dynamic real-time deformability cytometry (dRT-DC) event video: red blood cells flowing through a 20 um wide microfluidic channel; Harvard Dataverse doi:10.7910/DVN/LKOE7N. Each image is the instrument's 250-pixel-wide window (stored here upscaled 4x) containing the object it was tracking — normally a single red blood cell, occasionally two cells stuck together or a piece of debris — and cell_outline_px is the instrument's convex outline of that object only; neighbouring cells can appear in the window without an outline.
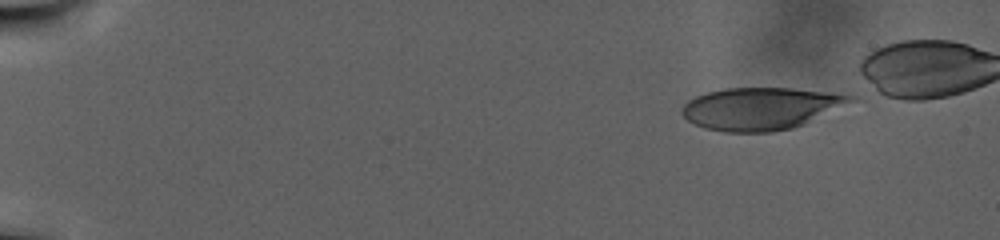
{"species": "human", "species_latin": "Homo sapiens", "temperature_condition": "warm", "stored_images_in_passage": 92, "camera_frame_rate_fps": 3000, "um_per_image_px": 0.085, "donor": {"sex": "male"}, "frame": {"image": 1, "passage_image": 1, "time_ms": 0.0, "image_size_px": [1000, 240], "cell_outline_px": [[864, 100], [804, 124], [792, 128], [772, 132], [724, 132], [704, 128], [688, 120], [680, 112], [680, 108], [688, 100], [696, 96], [708, 92], [724, 88], [792, 88], [856, 96]], "centroid_in_image_um": [64.76, 9.23], "position_along_channel_um": 20.2, "area_um2": 42.19}}
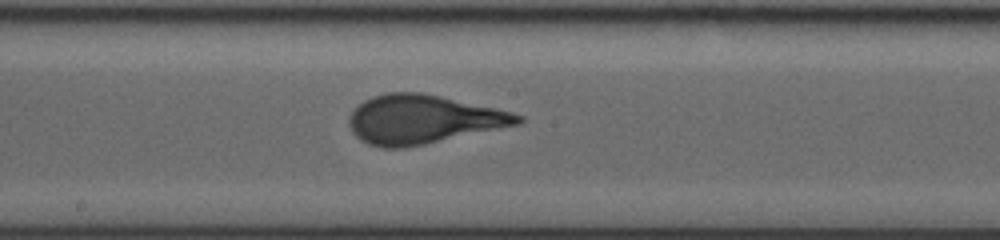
{"frame": {"image": 2, "passage_image": 53, "time_ms": 17.333, "image_size_px": [1000, 240], "cell_outline_px": [[524, 120], [520, 124], [424, 144], [404, 148], [380, 148], [368, 144], [360, 140], [352, 132], [348, 124], [348, 120], [352, 112], [364, 100], [372, 96], [388, 92], [424, 92], [496, 108], [512, 112], [524, 116]], "centroid_in_image_um": [35.94, 10.14], "position_along_channel_um": 212.3, "area_um2": 48.03}}
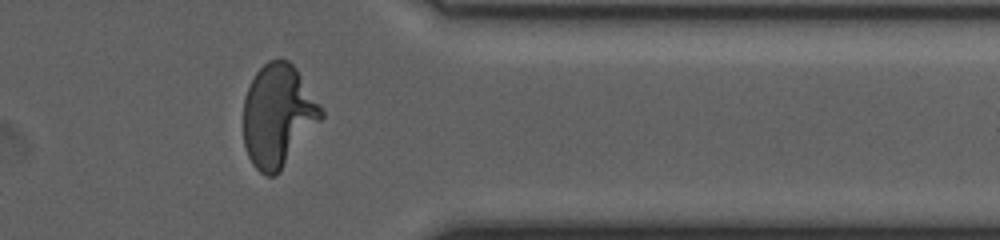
{"frame": {"image": 3, "passage_image": 81, "time_ms": 26.667, "image_size_px": [1000, 240], "cell_outline_px": [[324, 116], [280, 172], [276, 176], [268, 176], [260, 172], [252, 164], [248, 156], [244, 144], [244, 96], [256, 72], [268, 60], [288, 60], [296, 68], [324, 112]], "centroid_in_image_um": [23.62, 9.85], "position_along_channel_um": 387.8, "area_um2": 46.12}}